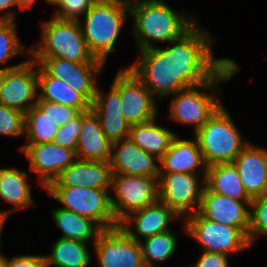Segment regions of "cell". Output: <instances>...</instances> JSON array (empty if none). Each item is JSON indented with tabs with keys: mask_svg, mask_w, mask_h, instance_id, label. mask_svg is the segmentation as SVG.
Segmentation results:
<instances>
[{
	"mask_svg": "<svg viewBox=\"0 0 267 267\" xmlns=\"http://www.w3.org/2000/svg\"><path fill=\"white\" fill-rule=\"evenodd\" d=\"M59 126L46 115L37 105L25 113L24 134L27 144L53 142Z\"/></svg>",
	"mask_w": 267,
	"mask_h": 267,
	"instance_id": "cell-30",
	"label": "cell"
},
{
	"mask_svg": "<svg viewBox=\"0 0 267 267\" xmlns=\"http://www.w3.org/2000/svg\"><path fill=\"white\" fill-rule=\"evenodd\" d=\"M194 134L207 166L232 163L249 144L223 105Z\"/></svg>",
	"mask_w": 267,
	"mask_h": 267,
	"instance_id": "cell-6",
	"label": "cell"
},
{
	"mask_svg": "<svg viewBox=\"0 0 267 267\" xmlns=\"http://www.w3.org/2000/svg\"><path fill=\"white\" fill-rule=\"evenodd\" d=\"M45 263L54 267H88L90 254L86 242L59 238L51 255H44Z\"/></svg>",
	"mask_w": 267,
	"mask_h": 267,
	"instance_id": "cell-29",
	"label": "cell"
},
{
	"mask_svg": "<svg viewBox=\"0 0 267 267\" xmlns=\"http://www.w3.org/2000/svg\"><path fill=\"white\" fill-rule=\"evenodd\" d=\"M129 12L135 21L132 29L140 51L152 48L153 41L170 43L196 23L172 10L164 0H139L129 6Z\"/></svg>",
	"mask_w": 267,
	"mask_h": 267,
	"instance_id": "cell-2",
	"label": "cell"
},
{
	"mask_svg": "<svg viewBox=\"0 0 267 267\" xmlns=\"http://www.w3.org/2000/svg\"><path fill=\"white\" fill-rule=\"evenodd\" d=\"M178 217L168 206L160 201L130 213L119 226L125 233L137 242L143 239L161 234L170 230L169 223ZM133 224L134 231L129 227Z\"/></svg>",
	"mask_w": 267,
	"mask_h": 267,
	"instance_id": "cell-18",
	"label": "cell"
},
{
	"mask_svg": "<svg viewBox=\"0 0 267 267\" xmlns=\"http://www.w3.org/2000/svg\"><path fill=\"white\" fill-rule=\"evenodd\" d=\"M184 231L206 252L229 255L251 247L248 237L236 227L203 218L198 212L185 218Z\"/></svg>",
	"mask_w": 267,
	"mask_h": 267,
	"instance_id": "cell-9",
	"label": "cell"
},
{
	"mask_svg": "<svg viewBox=\"0 0 267 267\" xmlns=\"http://www.w3.org/2000/svg\"><path fill=\"white\" fill-rule=\"evenodd\" d=\"M45 189L63 205L61 209L89 218L103 230L119 226L112 211L108 190L84 186H47Z\"/></svg>",
	"mask_w": 267,
	"mask_h": 267,
	"instance_id": "cell-7",
	"label": "cell"
},
{
	"mask_svg": "<svg viewBox=\"0 0 267 267\" xmlns=\"http://www.w3.org/2000/svg\"><path fill=\"white\" fill-rule=\"evenodd\" d=\"M42 40L28 51L34 58H58L77 63H104L89 51L80 22L52 16L42 22Z\"/></svg>",
	"mask_w": 267,
	"mask_h": 267,
	"instance_id": "cell-4",
	"label": "cell"
},
{
	"mask_svg": "<svg viewBox=\"0 0 267 267\" xmlns=\"http://www.w3.org/2000/svg\"><path fill=\"white\" fill-rule=\"evenodd\" d=\"M35 0H15L18 7L21 9L31 8V5L34 3Z\"/></svg>",
	"mask_w": 267,
	"mask_h": 267,
	"instance_id": "cell-42",
	"label": "cell"
},
{
	"mask_svg": "<svg viewBox=\"0 0 267 267\" xmlns=\"http://www.w3.org/2000/svg\"><path fill=\"white\" fill-rule=\"evenodd\" d=\"M15 15L16 10H8L0 17V65L25 51L16 31Z\"/></svg>",
	"mask_w": 267,
	"mask_h": 267,
	"instance_id": "cell-32",
	"label": "cell"
},
{
	"mask_svg": "<svg viewBox=\"0 0 267 267\" xmlns=\"http://www.w3.org/2000/svg\"><path fill=\"white\" fill-rule=\"evenodd\" d=\"M120 97V70L113 80L108 95L97 87L91 110L99 118L103 133L114 143L129 138L130 125L122 114Z\"/></svg>",
	"mask_w": 267,
	"mask_h": 267,
	"instance_id": "cell-16",
	"label": "cell"
},
{
	"mask_svg": "<svg viewBox=\"0 0 267 267\" xmlns=\"http://www.w3.org/2000/svg\"><path fill=\"white\" fill-rule=\"evenodd\" d=\"M199 175L181 172L159 173V201L178 217H188L198 212L205 187V179L200 181ZM200 182H203V186Z\"/></svg>",
	"mask_w": 267,
	"mask_h": 267,
	"instance_id": "cell-10",
	"label": "cell"
},
{
	"mask_svg": "<svg viewBox=\"0 0 267 267\" xmlns=\"http://www.w3.org/2000/svg\"><path fill=\"white\" fill-rule=\"evenodd\" d=\"M25 113L0 104V134L12 137L24 135Z\"/></svg>",
	"mask_w": 267,
	"mask_h": 267,
	"instance_id": "cell-34",
	"label": "cell"
},
{
	"mask_svg": "<svg viewBox=\"0 0 267 267\" xmlns=\"http://www.w3.org/2000/svg\"><path fill=\"white\" fill-rule=\"evenodd\" d=\"M45 1L48 2L49 4L56 5L59 0H45Z\"/></svg>",
	"mask_w": 267,
	"mask_h": 267,
	"instance_id": "cell-46",
	"label": "cell"
},
{
	"mask_svg": "<svg viewBox=\"0 0 267 267\" xmlns=\"http://www.w3.org/2000/svg\"><path fill=\"white\" fill-rule=\"evenodd\" d=\"M27 176V172L16 168L0 169V199L16 207L8 211H0L1 216L8 218L15 210L34 206Z\"/></svg>",
	"mask_w": 267,
	"mask_h": 267,
	"instance_id": "cell-25",
	"label": "cell"
},
{
	"mask_svg": "<svg viewBox=\"0 0 267 267\" xmlns=\"http://www.w3.org/2000/svg\"><path fill=\"white\" fill-rule=\"evenodd\" d=\"M112 171L109 163L77 159L48 186L111 188Z\"/></svg>",
	"mask_w": 267,
	"mask_h": 267,
	"instance_id": "cell-21",
	"label": "cell"
},
{
	"mask_svg": "<svg viewBox=\"0 0 267 267\" xmlns=\"http://www.w3.org/2000/svg\"><path fill=\"white\" fill-rule=\"evenodd\" d=\"M36 105L59 127L68 123L81 113L77 108L50 101H37Z\"/></svg>",
	"mask_w": 267,
	"mask_h": 267,
	"instance_id": "cell-37",
	"label": "cell"
},
{
	"mask_svg": "<svg viewBox=\"0 0 267 267\" xmlns=\"http://www.w3.org/2000/svg\"><path fill=\"white\" fill-rule=\"evenodd\" d=\"M100 267H142L144 264L139 242L117 226L104 229L94 243Z\"/></svg>",
	"mask_w": 267,
	"mask_h": 267,
	"instance_id": "cell-11",
	"label": "cell"
},
{
	"mask_svg": "<svg viewBox=\"0 0 267 267\" xmlns=\"http://www.w3.org/2000/svg\"><path fill=\"white\" fill-rule=\"evenodd\" d=\"M49 76L65 81L81 93L91 104L96 95V76L102 72L105 63H77L58 58H33Z\"/></svg>",
	"mask_w": 267,
	"mask_h": 267,
	"instance_id": "cell-12",
	"label": "cell"
},
{
	"mask_svg": "<svg viewBox=\"0 0 267 267\" xmlns=\"http://www.w3.org/2000/svg\"><path fill=\"white\" fill-rule=\"evenodd\" d=\"M129 6L112 1L97 0L86 12L84 26H80L89 51L95 58L106 62L110 52L115 51L114 44L123 28Z\"/></svg>",
	"mask_w": 267,
	"mask_h": 267,
	"instance_id": "cell-5",
	"label": "cell"
},
{
	"mask_svg": "<svg viewBox=\"0 0 267 267\" xmlns=\"http://www.w3.org/2000/svg\"><path fill=\"white\" fill-rule=\"evenodd\" d=\"M196 23L171 47L158 46L141 51L128 67L156 100L172 96L210 80L231 58L213 56V38Z\"/></svg>",
	"mask_w": 267,
	"mask_h": 267,
	"instance_id": "cell-1",
	"label": "cell"
},
{
	"mask_svg": "<svg viewBox=\"0 0 267 267\" xmlns=\"http://www.w3.org/2000/svg\"><path fill=\"white\" fill-rule=\"evenodd\" d=\"M239 71L238 65L230 59L210 80L202 85L189 87L172 95L170 118L175 122L194 125L196 133L223 105L215 95L200 92L199 89H217L219 83L228 81Z\"/></svg>",
	"mask_w": 267,
	"mask_h": 267,
	"instance_id": "cell-3",
	"label": "cell"
},
{
	"mask_svg": "<svg viewBox=\"0 0 267 267\" xmlns=\"http://www.w3.org/2000/svg\"><path fill=\"white\" fill-rule=\"evenodd\" d=\"M37 101H50L60 105L77 108L80 112L91 110V103L79 92L73 90L65 81L49 76L38 65Z\"/></svg>",
	"mask_w": 267,
	"mask_h": 267,
	"instance_id": "cell-24",
	"label": "cell"
},
{
	"mask_svg": "<svg viewBox=\"0 0 267 267\" xmlns=\"http://www.w3.org/2000/svg\"><path fill=\"white\" fill-rule=\"evenodd\" d=\"M0 267H7V258L0 253Z\"/></svg>",
	"mask_w": 267,
	"mask_h": 267,
	"instance_id": "cell-45",
	"label": "cell"
},
{
	"mask_svg": "<svg viewBox=\"0 0 267 267\" xmlns=\"http://www.w3.org/2000/svg\"><path fill=\"white\" fill-rule=\"evenodd\" d=\"M232 163L251 199L267 195V149L249 143Z\"/></svg>",
	"mask_w": 267,
	"mask_h": 267,
	"instance_id": "cell-20",
	"label": "cell"
},
{
	"mask_svg": "<svg viewBox=\"0 0 267 267\" xmlns=\"http://www.w3.org/2000/svg\"><path fill=\"white\" fill-rule=\"evenodd\" d=\"M106 1L118 2L127 6H131L139 2L137 0H106Z\"/></svg>",
	"mask_w": 267,
	"mask_h": 267,
	"instance_id": "cell-43",
	"label": "cell"
},
{
	"mask_svg": "<svg viewBox=\"0 0 267 267\" xmlns=\"http://www.w3.org/2000/svg\"><path fill=\"white\" fill-rule=\"evenodd\" d=\"M38 64L31 60L6 70L0 104L26 113L38 100Z\"/></svg>",
	"mask_w": 267,
	"mask_h": 267,
	"instance_id": "cell-13",
	"label": "cell"
},
{
	"mask_svg": "<svg viewBox=\"0 0 267 267\" xmlns=\"http://www.w3.org/2000/svg\"><path fill=\"white\" fill-rule=\"evenodd\" d=\"M97 0H59L53 17L61 20L79 21V16L85 15Z\"/></svg>",
	"mask_w": 267,
	"mask_h": 267,
	"instance_id": "cell-36",
	"label": "cell"
},
{
	"mask_svg": "<svg viewBox=\"0 0 267 267\" xmlns=\"http://www.w3.org/2000/svg\"><path fill=\"white\" fill-rule=\"evenodd\" d=\"M44 255H18L7 258V267H43Z\"/></svg>",
	"mask_w": 267,
	"mask_h": 267,
	"instance_id": "cell-39",
	"label": "cell"
},
{
	"mask_svg": "<svg viewBox=\"0 0 267 267\" xmlns=\"http://www.w3.org/2000/svg\"><path fill=\"white\" fill-rule=\"evenodd\" d=\"M24 63L25 62L19 63L17 65H13V66H7V67H4V68H0V92H1L2 87H3V82H4V79H5L6 70H11V69L17 68V67L21 66Z\"/></svg>",
	"mask_w": 267,
	"mask_h": 267,
	"instance_id": "cell-40",
	"label": "cell"
},
{
	"mask_svg": "<svg viewBox=\"0 0 267 267\" xmlns=\"http://www.w3.org/2000/svg\"><path fill=\"white\" fill-rule=\"evenodd\" d=\"M82 128V112L68 123L59 127L53 142L61 147L76 151Z\"/></svg>",
	"mask_w": 267,
	"mask_h": 267,
	"instance_id": "cell-35",
	"label": "cell"
},
{
	"mask_svg": "<svg viewBox=\"0 0 267 267\" xmlns=\"http://www.w3.org/2000/svg\"><path fill=\"white\" fill-rule=\"evenodd\" d=\"M250 203L251 201L237 200L204 187L198 213L203 218L239 228L248 237Z\"/></svg>",
	"mask_w": 267,
	"mask_h": 267,
	"instance_id": "cell-17",
	"label": "cell"
},
{
	"mask_svg": "<svg viewBox=\"0 0 267 267\" xmlns=\"http://www.w3.org/2000/svg\"><path fill=\"white\" fill-rule=\"evenodd\" d=\"M18 6L15 0H0V11H4L6 9H11L13 7Z\"/></svg>",
	"mask_w": 267,
	"mask_h": 267,
	"instance_id": "cell-41",
	"label": "cell"
},
{
	"mask_svg": "<svg viewBox=\"0 0 267 267\" xmlns=\"http://www.w3.org/2000/svg\"><path fill=\"white\" fill-rule=\"evenodd\" d=\"M52 217L57 227L63 232L60 238L95 243L103 229L93 220L77 213L56 208Z\"/></svg>",
	"mask_w": 267,
	"mask_h": 267,
	"instance_id": "cell-28",
	"label": "cell"
},
{
	"mask_svg": "<svg viewBox=\"0 0 267 267\" xmlns=\"http://www.w3.org/2000/svg\"><path fill=\"white\" fill-rule=\"evenodd\" d=\"M121 111L130 126L157 118V101L127 67L120 70Z\"/></svg>",
	"mask_w": 267,
	"mask_h": 267,
	"instance_id": "cell-15",
	"label": "cell"
},
{
	"mask_svg": "<svg viewBox=\"0 0 267 267\" xmlns=\"http://www.w3.org/2000/svg\"><path fill=\"white\" fill-rule=\"evenodd\" d=\"M159 177L112 174L110 196L114 217L120 223L130 213L159 201Z\"/></svg>",
	"mask_w": 267,
	"mask_h": 267,
	"instance_id": "cell-8",
	"label": "cell"
},
{
	"mask_svg": "<svg viewBox=\"0 0 267 267\" xmlns=\"http://www.w3.org/2000/svg\"><path fill=\"white\" fill-rule=\"evenodd\" d=\"M177 244V236L171 230L145 238L140 242L144 264L157 267L174 254Z\"/></svg>",
	"mask_w": 267,
	"mask_h": 267,
	"instance_id": "cell-31",
	"label": "cell"
},
{
	"mask_svg": "<svg viewBox=\"0 0 267 267\" xmlns=\"http://www.w3.org/2000/svg\"><path fill=\"white\" fill-rule=\"evenodd\" d=\"M155 156L140 149L129 138L114 142L110 163L112 174L159 177Z\"/></svg>",
	"mask_w": 267,
	"mask_h": 267,
	"instance_id": "cell-19",
	"label": "cell"
},
{
	"mask_svg": "<svg viewBox=\"0 0 267 267\" xmlns=\"http://www.w3.org/2000/svg\"><path fill=\"white\" fill-rule=\"evenodd\" d=\"M7 220V218L3 217L0 215V245H1V234H2V229L4 224L6 223L5 221Z\"/></svg>",
	"mask_w": 267,
	"mask_h": 267,
	"instance_id": "cell-44",
	"label": "cell"
},
{
	"mask_svg": "<svg viewBox=\"0 0 267 267\" xmlns=\"http://www.w3.org/2000/svg\"><path fill=\"white\" fill-rule=\"evenodd\" d=\"M249 207L248 239L253 245L256 236L267 235V195L252 199Z\"/></svg>",
	"mask_w": 267,
	"mask_h": 267,
	"instance_id": "cell-33",
	"label": "cell"
},
{
	"mask_svg": "<svg viewBox=\"0 0 267 267\" xmlns=\"http://www.w3.org/2000/svg\"><path fill=\"white\" fill-rule=\"evenodd\" d=\"M205 187L212 192L241 201H252L233 163L216 164L207 167Z\"/></svg>",
	"mask_w": 267,
	"mask_h": 267,
	"instance_id": "cell-27",
	"label": "cell"
},
{
	"mask_svg": "<svg viewBox=\"0 0 267 267\" xmlns=\"http://www.w3.org/2000/svg\"><path fill=\"white\" fill-rule=\"evenodd\" d=\"M20 150L29 160L30 170L39 174L37 180L44 189L77 160L75 150L61 147L54 142L25 144Z\"/></svg>",
	"mask_w": 267,
	"mask_h": 267,
	"instance_id": "cell-14",
	"label": "cell"
},
{
	"mask_svg": "<svg viewBox=\"0 0 267 267\" xmlns=\"http://www.w3.org/2000/svg\"><path fill=\"white\" fill-rule=\"evenodd\" d=\"M43 267H49V265L47 263H44ZM54 267V266H52Z\"/></svg>",
	"mask_w": 267,
	"mask_h": 267,
	"instance_id": "cell-47",
	"label": "cell"
},
{
	"mask_svg": "<svg viewBox=\"0 0 267 267\" xmlns=\"http://www.w3.org/2000/svg\"><path fill=\"white\" fill-rule=\"evenodd\" d=\"M112 145L103 133L99 118L92 110L82 112V128L76 146L80 160L111 163Z\"/></svg>",
	"mask_w": 267,
	"mask_h": 267,
	"instance_id": "cell-22",
	"label": "cell"
},
{
	"mask_svg": "<svg viewBox=\"0 0 267 267\" xmlns=\"http://www.w3.org/2000/svg\"><path fill=\"white\" fill-rule=\"evenodd\" d=\"M228 255L203 251L196 264L191 267H229Z\"/></svg>",
	"mask_w": 267,
	"mask_h": 267,
	"instance_id": "cell-38",
	"label": "cell"
},
{
	"mask_svg": "<svg viewBox=\"0 0 267 267\" xmlns=\"http://www.w3.org/2000/svg\"><path fill=\"white\" fill-rule=\"evenodd\" d=\"M159 173H190L199 174L197 169L202 167L203 179H205L207 165L199 148V143L194 140H183L178 134L171 142L170 148L159 160Z\"/></svg>",
	"mask_w": 267,
	"mask_h": 267,
	"instance_id": "cell-23",
	"label": "cell"
},
{
	"mask_svg": "<svg viewBox=\"0 0 267 267\" xmlns=\"http://www.w3.org/2000/svg\"><path fill=\"white\" fill-rule=\"evenodd\" d=\"M176 133L156 124V118L130 126L129 139L140 149L160 160L170 148Z\"/></svg>",
	"mask_w": 267,
	"mask_h": 267,
	"instance_id": "cell-26",
	"label": "cell"
}]
</instances>
